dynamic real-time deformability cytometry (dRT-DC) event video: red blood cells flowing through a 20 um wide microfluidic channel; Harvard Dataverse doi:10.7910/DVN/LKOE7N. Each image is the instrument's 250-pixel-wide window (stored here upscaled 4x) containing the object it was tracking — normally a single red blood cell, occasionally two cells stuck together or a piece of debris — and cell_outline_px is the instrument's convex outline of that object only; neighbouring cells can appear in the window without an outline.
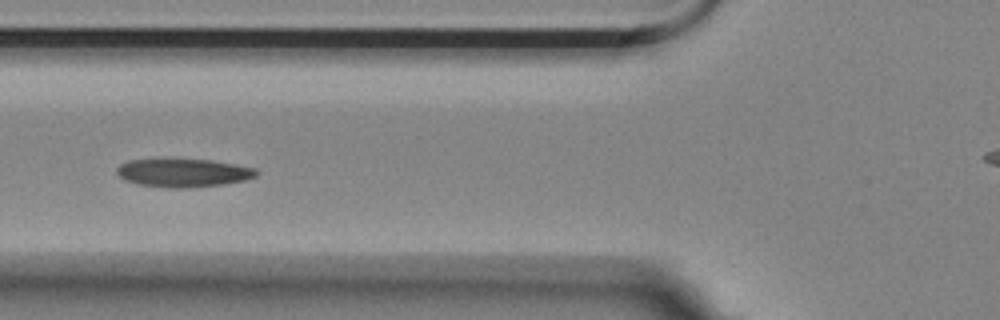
{"species": "Egyptian fruit bat (a non-hibernating species)", "species_latin": "Rousettus aegyptiacus", "temperature_condition": "room temperature", "stored_images_in_passage": 14, "camera_frame_rate_fps": 3000, "um_per_image_px": 0.085, "animal": {"sex": "female"}, "frame": {"image": 1, "passage_image": 4, "time_ms": 1.0, "image_size_px": [1000, 320], "cell_outline_px": [[260, 172], [256, 176], [244, 180], [224, 184], [184, 188], [168, 188], [136, 184], [124, 180], [116, 172], [116, 168], [120, 164], [128, 160], [212, 160], [236, 164], [256, 168]], "centroid_in_image_um": [15.59, 14.7], "position_along_channel_um": 110.2, "area_um2": 22.95}}
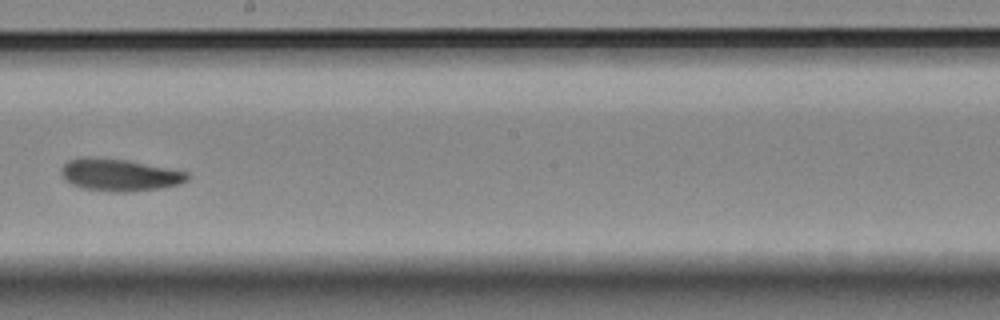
{"frame": {"image": 2, "passage_image": 7, "time_ms": 2.0, "image_size_px": [1000, 320], "cell_outline_px": [[188, 180], [180, 184], [160, 188], [128, 192], [116, 192], [80, 188], [64, 180], [60, 172], [60, 168], [68, 160], [84, 156], [88, 156], [124, 160], [188, 172]], "centroid_in_image_um": [10.09, 14.87], "position_along_channel_um": 238.1, "area_um2": 23.64}}
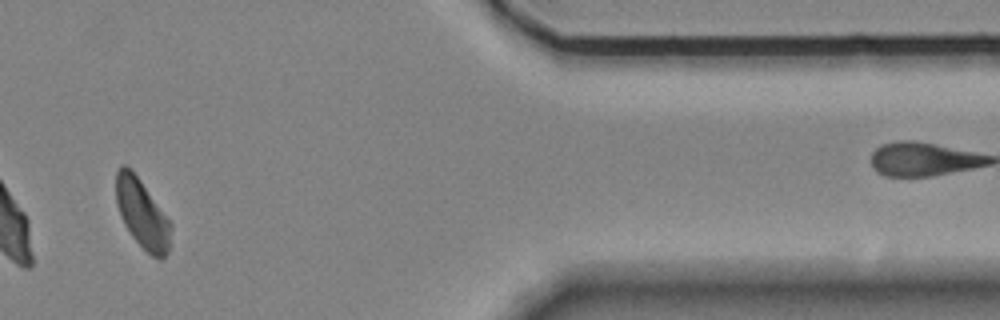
{"frame": {"image": 3, "passage_image": 12, "time_ms": 3.667, "image_size_px": [1000, 320], "cell_outline_px": [[172, 228], [168, 252], [160, 260], [152, 256], [132, 236], [124, 224], [116, 204], [116, 172], [120, 164], [124, 164], [140, 180], [172, 224]], "centroid_in_image_um": [12.08, 18.18], "position_along_channel_um": 399.3, "area_um2": 21.68}}